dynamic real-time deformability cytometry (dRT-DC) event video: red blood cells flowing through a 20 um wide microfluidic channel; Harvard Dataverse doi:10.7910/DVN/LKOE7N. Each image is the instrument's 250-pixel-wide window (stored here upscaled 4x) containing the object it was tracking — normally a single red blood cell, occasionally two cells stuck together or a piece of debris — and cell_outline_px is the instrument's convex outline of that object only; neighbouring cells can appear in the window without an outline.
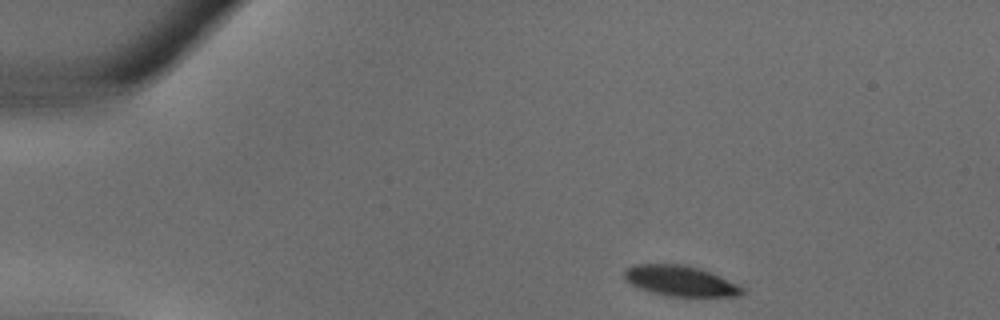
{"species": "common noctule bat (a hibernating species)", "species_latin": "Nyctalus noctula", "temperature_condition": "warm", "stored_images_in_passage": 31, "camera_frame_rate_fps": 3000, "um_per_image_px": 0.085, "animal": {"sex": "male", "body_mass_g": 18.8}, "frame": {"image": 1, "passage_image": 1, "time_ms": 0.0, "image_size_px": [1000, 320], "cell_outline_px": [[744, 292], [740, 296], [668, 296], [652, 292], [640, 288], [624, 280], [624, 272], [632, 264], [680, 264], [700, 268], [740, 284], [744, 288]], "centroid_in_image_um": [57.85, 23.87], "position_along_channel_um": 27.1, "area_um2": 20.92}}
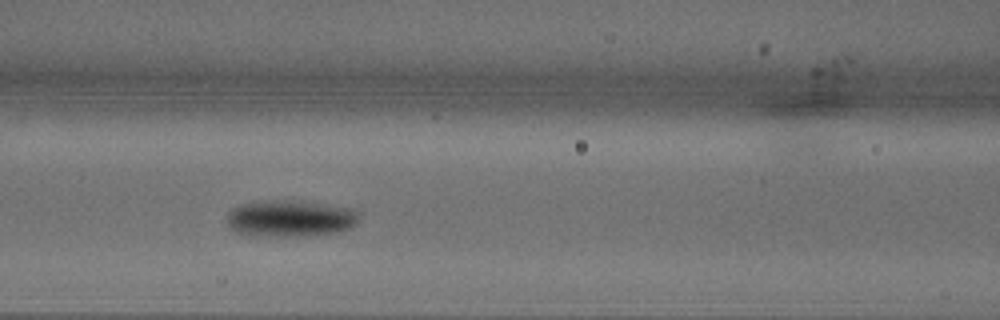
{"frame": {"image": 2, "passage_image": 11, "time_ms": 3.333, "image_size_px": [1000, 320], "cell_outline_px": [[356, 220], [352, 228], [340, 232], [312, 236], [264, 236], [236, 232], [228, 228], [228, 212], [232, 208], [240, 204], [260, 200], [304, 200], [352, 208], [356, 212]], "centroid_in_image_um": [24.66, 18.55], "position_along_channel_um": 141.9, "area_um2": 28.67}}
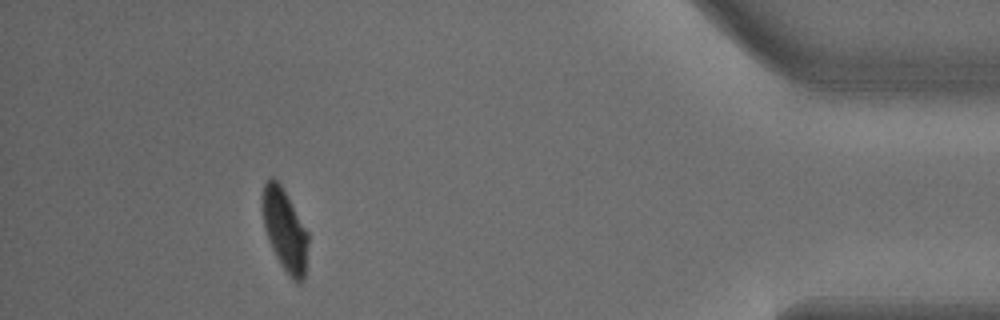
{"frame": {"image": 3, "passage_image": 28, "time_ms": 9.0, "image_size_px": [1000, 320], "cell_outline_px": [[308, 244], [304, 280], [296, 284], [292, 280], [276, 256], [268, 240], [264, 228], [260, 200], [264, 184], [272, 176], [280, 184], [308, 232]], "centroid_in_image_um": [24.19, 19.55], "position_along_channel_um": 411.0, "area_um2": 21.85}}